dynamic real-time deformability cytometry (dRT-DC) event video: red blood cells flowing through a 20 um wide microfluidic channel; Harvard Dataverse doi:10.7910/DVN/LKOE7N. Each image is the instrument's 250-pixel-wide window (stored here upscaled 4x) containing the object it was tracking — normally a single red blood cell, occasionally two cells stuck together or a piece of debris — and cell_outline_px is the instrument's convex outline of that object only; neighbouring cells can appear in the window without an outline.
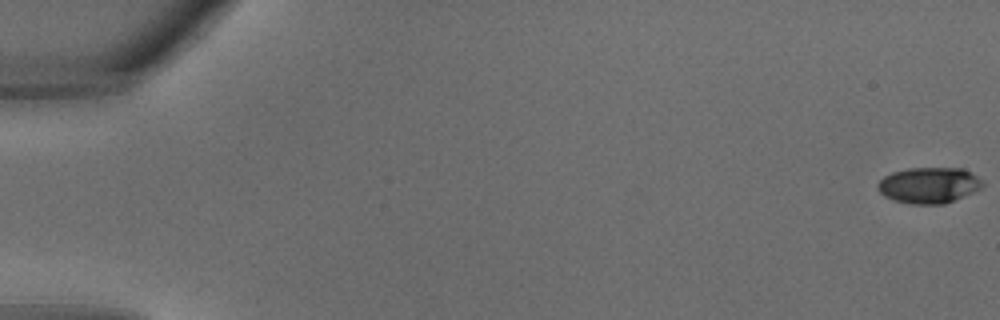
{"species": "common noctule bat (a hibernating species)", "species_latin": "Nyctalus noctula", "temperature_condition": "warm", "stored_images_in_passage": 14, "camera_frame_rate_fps": 3000, "um_per_image_px": 0.085, "animal": {"sex": "male", "body_mass_g": 18.8}, "frame": {"image": 1, "passage_image": 1, "time_ms": 0.0, "image_size_px": [1000, 320], "cell_outline_px": [[984, 184], [980, 188], [972, 192], [944, 204], [912, 204], [892, 200], [884, 196], [876, 188], [876, 184], [884, 176], [892, 172], [908, 168], [964, 168], [984, 180]], "centroid_in_image_um": [78.94, 15.74], "position_along_channel_um": 6.1, "area_um2": 22.08}}
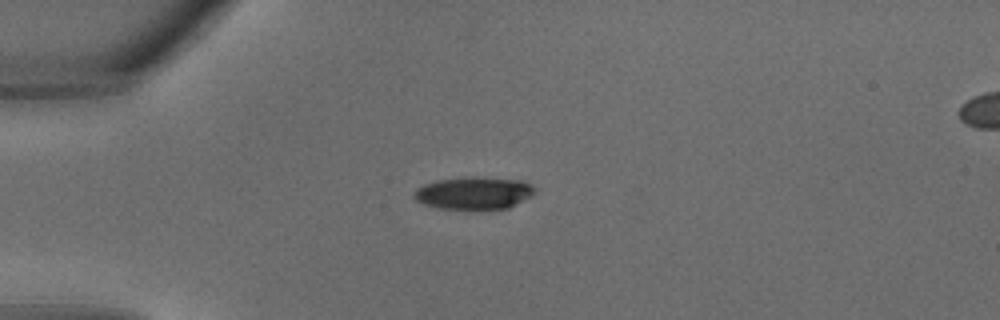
{"frame": {"image": 2, "passage_image": 10, "time_ms": 3.0, "image_size_px": [1000, 320], "cell_outline_px": [[536, 192], [532, 196], [508, 208], [440, 208], [424, 204], [416, 200], [412, 196], [412, 192], [416, 188], [424, 184], [436, 180], [472, 176], [476, 176], [520, 180], [528, 184]], "centroid_in_image_um": [40.23, 16.39], "position_along_channel_um": 44.8, "area_um2": 22.66}}
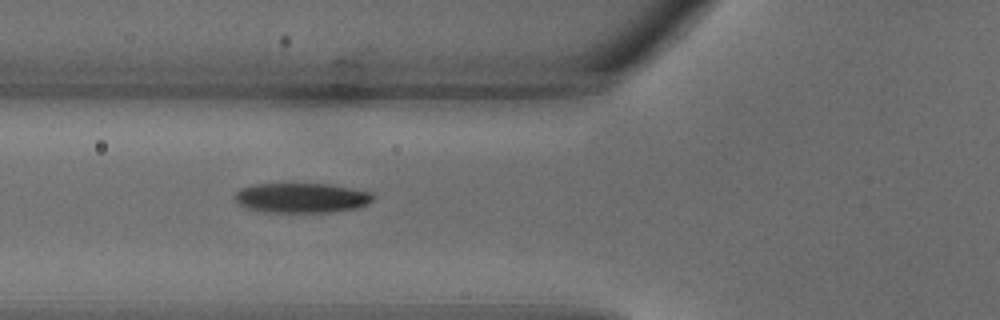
{"frame": {"image": 3, "passage_image": 14, "time_ms": 4.333, "image_size_px": [1000, 320], "cell_outline_px": [[376, 196], [368, 204], [356, 208], [332, 212], [268, 212], [244, 208], [232, 196], [240, 188], [252, 184], [332, 184], [372, 192]], "centroid_in_image_um": [25.64, 16.81], "position_along_channel_um": 100.2, "area_um2": 24.28}}